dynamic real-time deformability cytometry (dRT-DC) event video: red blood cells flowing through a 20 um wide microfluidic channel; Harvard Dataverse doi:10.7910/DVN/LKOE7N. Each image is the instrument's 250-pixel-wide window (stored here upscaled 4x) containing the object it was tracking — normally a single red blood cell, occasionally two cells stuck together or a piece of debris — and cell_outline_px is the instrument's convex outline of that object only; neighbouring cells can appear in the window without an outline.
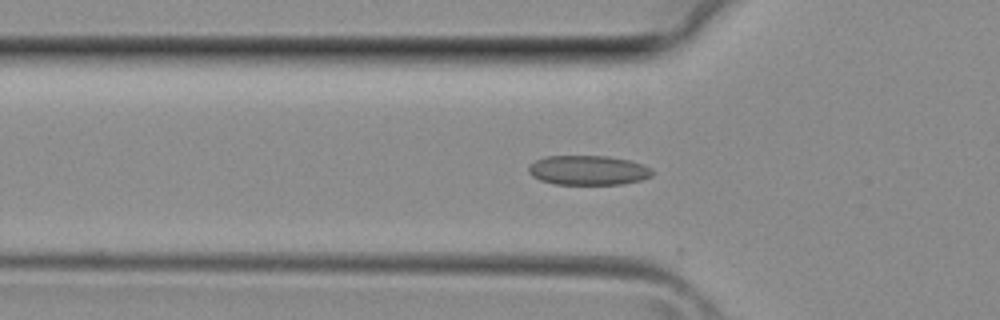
{"species": "common noctule bat (a hibernating species)", "species_latin": "Nyctalus noctula", "temperature_condition": "room temperature", "stored_images_in_passage": 14, "camera_frame_rate_fps": 3000, "um_per_image_px": 0.085, "animal": {"sex": "female", "body_mass_g": 29.2, "forearm_length_mm": 56.3}, "frame": {"image": 1, "passage_image": 11, "time_ms": 3.333, "image_size_px": [1000, 320], "cell_outline_px": [[652, 176], [640, 180], [624, 184], [552, 184], [540, 180], [532, 176], [528, 172], [528, 168], [536, 160], [548, 156], [608, 156], [628, 160], [652, 168]], "centroid_in_image_um": [49.99, 14.48], "position_along_channel_um": 75.8, "area_um2": 21.21}}
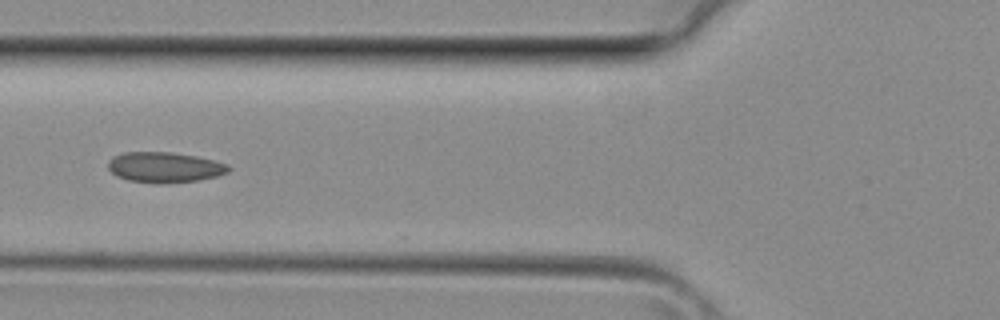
{"frame": {"image": 2, "passage_image": 13, "time_ms": 4.0, "image_size_px": [1000, 320], "cell_outline_px": [[232, 168], [228, 172], [216, 176], [200, 180], [160, 184], [128, 180], [116, 176], [108, 168], [108, 160], [112, 156], [124, 152], [172, 152], [196, 156], [228, 164]], "centroid_in_image_um": [13.98, 14.22], "position_along_channel_um": 111.8, "area_um2": 21.5}}